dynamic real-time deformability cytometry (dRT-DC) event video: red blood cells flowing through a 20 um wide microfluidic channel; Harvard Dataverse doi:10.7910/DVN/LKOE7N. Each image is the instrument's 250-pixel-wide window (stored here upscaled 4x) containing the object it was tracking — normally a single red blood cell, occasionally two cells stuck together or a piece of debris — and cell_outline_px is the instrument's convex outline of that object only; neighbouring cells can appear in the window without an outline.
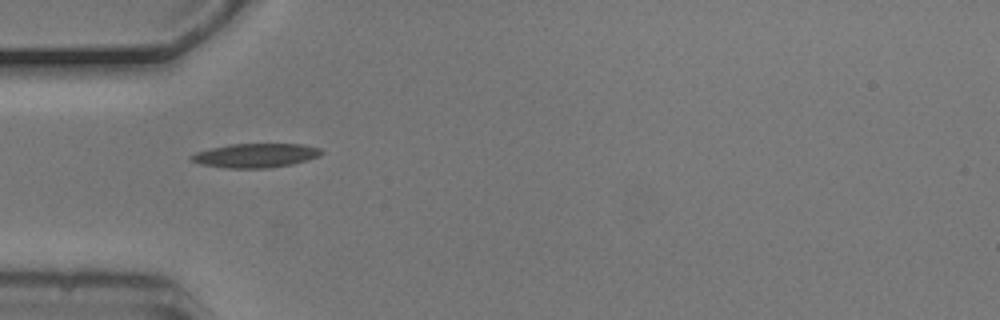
{"species": "common noctule bat (a hibernating species)", "species_latin": "Nyctalus noctula", "temperature_condition": "cold", "stored_images_in_passage": 4, "camera_frame_rate_fps": 3000, "um_per_image_px": 0.085, "animal": {"sex": "male", "body_mass_g": 20.5, "forearm_length_mm": 52.5}, "frame": {"image": 1, "passage_image": 1, "time_ms": 0.0, "image_size_px": [1000, 320], "cell_outline_px": [[324, 152], [320, 156], [308, 160], [292, 164], [268, 168], [228, 168], [200, 164], [192, 160], [188, 156], [196, 152], [228, 144], [304, 144], [320, 148]], "centroid_in_image_um": [21.75, 13.21], "position_along_channel_um": 63.2, "area_um2": 18.32}}